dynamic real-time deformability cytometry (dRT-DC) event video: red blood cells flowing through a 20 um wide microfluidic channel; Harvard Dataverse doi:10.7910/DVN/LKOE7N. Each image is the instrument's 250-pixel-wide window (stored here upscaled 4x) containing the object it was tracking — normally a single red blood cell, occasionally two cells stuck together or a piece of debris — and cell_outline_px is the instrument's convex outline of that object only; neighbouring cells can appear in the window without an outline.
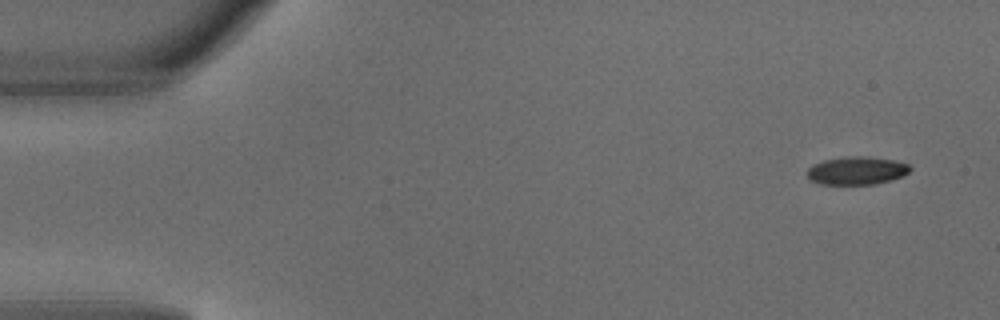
{"species": "common noctule bat (a hibernating species)", "species_latin": "Nyctalus noctula", "temperature_condition": "warm", "stored_images_in_passage": 4, "camera_frame_rate_fps": 3000, "um_per_image_px": 0.085, "animal": {"sex": "male", "body_mass_g": 18.8}, "frame": {"image": 1, "passage_image": 1, "time_ms": 0.0, "image_size_px": [1000, 320], "cell_outline_px": [[912, 168], [908, 172], [900, 176], [876, 184], [820, 184], [808, 180], [808, 168], [812, 164], [824, 160], [852, 156], [860, 156], [892, 160], [908, 164]], "centroid_in_image_um": [72.77, 14.51], "position_along_channel_um": 12.2, "area_um2": 16.53}}
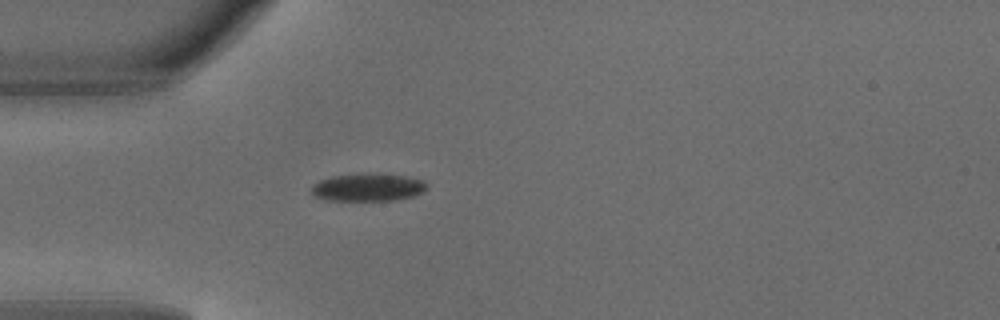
{"frame": {"image": 2, "passage_image": 4, "time_ms": 1.0, "image_size_px": [1000, 320], "cell_outline_px": [[428, 184], [424, 192], [412, 196], [396, 200], [328, 200], [316, 196], [312, 192], [312, 184], [320, 180], [332, 176], [368, 172], [404, 176], [424, 180]], "centroid_in_image_um": [31.3, 15.9], "position_along_channel_um": 53.7, "area_um2": 18.73}}